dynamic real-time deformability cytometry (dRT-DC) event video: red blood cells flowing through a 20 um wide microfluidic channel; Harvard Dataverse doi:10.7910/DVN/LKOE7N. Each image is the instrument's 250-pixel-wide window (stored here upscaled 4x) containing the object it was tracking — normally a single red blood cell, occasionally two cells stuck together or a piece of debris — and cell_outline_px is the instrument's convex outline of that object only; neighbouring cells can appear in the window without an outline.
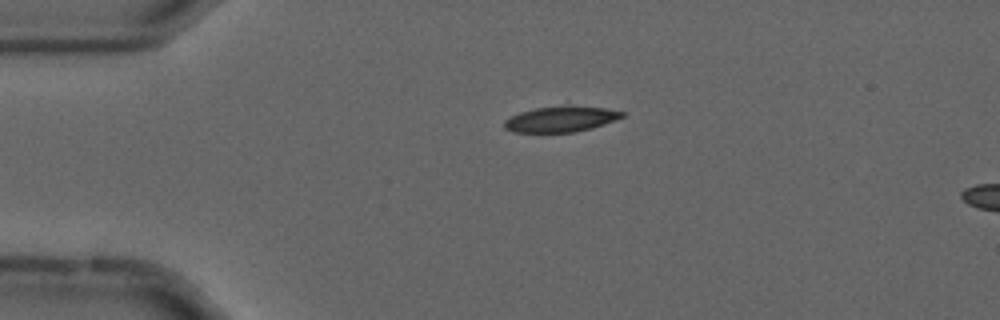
{"species": "common noctule bat (a hibernating species)", "species_latin": "Nyctalus noctula", "temperature_condition": "cold", "stored_images_in_passage": 7, "camera_frame_rate_fps": 3000, "um_per_image_px": 0.085, "animal": {"sex": "male", "forearm_length_mm": 52.5}, "frame": {"image": 1, "passage_image": 3, "time_ms": 0.667, "image_size_px": [1000, 320], "cell_outline_px": [[624, 116], [604, 124], [592, 128], [576, 132], [512, 132], [504, 128], [504, 120], [520, 112], [536, 108], [604, 108], [624, 112]], "centroid_in_image_um": [47.62, 10.17], "position_along_channel_um": 37.4, "area_um2": 16.76}}